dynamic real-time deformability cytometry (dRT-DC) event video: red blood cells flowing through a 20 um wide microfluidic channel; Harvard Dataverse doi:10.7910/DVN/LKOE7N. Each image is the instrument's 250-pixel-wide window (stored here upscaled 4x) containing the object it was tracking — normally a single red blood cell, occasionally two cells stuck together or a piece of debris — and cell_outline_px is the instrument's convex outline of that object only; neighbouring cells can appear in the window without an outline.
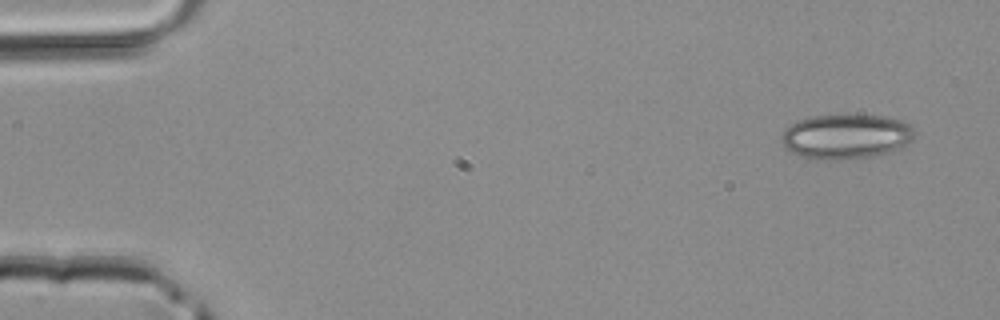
{"species": "common noctule bat (a hibernating species)", "species_latin": "Nyctalus noctula", "temperature_condition": "room temperature", "stored_images_in_passage": 4, "camera_frame_rate_fps": 3000, "um_per_image_px": 0.085, "animal": {"sex": "male", "body_mass_g": 20.4}, "frame": {"image": 1, "passage_image": 1, "time_ms": 0.0, "image_size_px": [1000, 320], "cell_outline_px": [[916, 132], [912, 140], [904, 148], [892, 152], [852, 160], [812, 160], [800, 156], [784, 148], [780, 140], [780, 136], [784, 128], [800, 120], [812, 116], [880, 116], [900, 120], [912, 124]], "centroid_in_image_um": [71.92, 11.64], "position_along_channel_um": 13.1, "area_um2": 35.32}}